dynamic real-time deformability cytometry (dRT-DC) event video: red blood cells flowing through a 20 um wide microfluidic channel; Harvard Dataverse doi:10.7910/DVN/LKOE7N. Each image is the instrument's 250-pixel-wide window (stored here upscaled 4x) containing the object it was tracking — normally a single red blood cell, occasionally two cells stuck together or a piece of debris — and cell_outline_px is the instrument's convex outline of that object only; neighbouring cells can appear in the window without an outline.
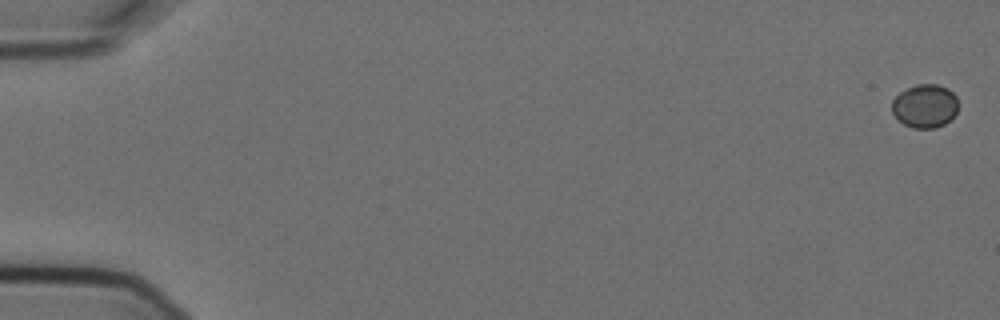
{"species": "Egyptian fruit bat (a non-hibernating species)", "species_latin": "Rousettus aegyptiacus", "temperature_condition": "cold", "stored_images_in_passage": 3, "camera_frame_rate_fps": 3000, "um_per_image_px": 0.085, "animal": {"sex": "female"}, "frame": {"image": 1, "passage_image": 1, "time_ms": 0.0, "image_size_px": [1000, 320], "cell_outline_px": [[956, 112], [944, 124], [936, 128], [912, 128], [896, 120], [892, 112], [892, 100], [900, 92], [916, 84], [936, 84], [948, 88], [956, 96]], "centroid_in_image_um": [78.58, 9.01], "position_along_channel_um": 6.4, "area_um2": 16.76}}